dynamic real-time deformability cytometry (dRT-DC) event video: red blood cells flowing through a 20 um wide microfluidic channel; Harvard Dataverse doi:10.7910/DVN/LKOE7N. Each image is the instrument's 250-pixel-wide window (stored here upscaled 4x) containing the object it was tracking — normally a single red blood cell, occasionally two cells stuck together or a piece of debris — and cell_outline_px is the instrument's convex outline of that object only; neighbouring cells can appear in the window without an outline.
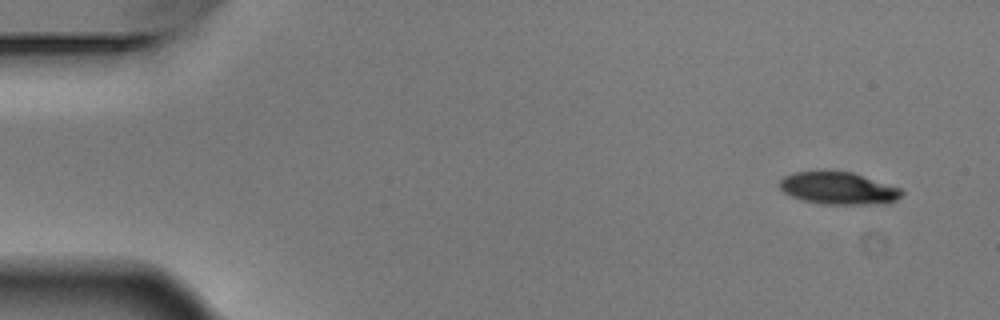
{"species": "Egyptian fruit bat (a non-hibernating species)", "species_latin": "Rousettus aegyptiacus", "temperature_condition": "warm", "stored_images_in_passage": 3, "camera_frame_rate_fps": 3000, "um_per_image_px": 0.085, "animal": {"sex": "male"}, "frame": {"image": 1, "passage_image": 3, "time_ms": 0.667, "image_size_px": [1000, 320], "cell_outline_px": [[904, 192], [896, 200], [888, 204], [820, 204], [804, 200], [792, 196], [784, 192], [780, 188], [780, 180], [784, 176], [792, 172], [820, 168], [824, 168], [852, 172], [900, 188]], "centroid_in_image_um": [71.23, 15.96], "position_along_channel_um": 13.8, "area_um2": 23.7}}